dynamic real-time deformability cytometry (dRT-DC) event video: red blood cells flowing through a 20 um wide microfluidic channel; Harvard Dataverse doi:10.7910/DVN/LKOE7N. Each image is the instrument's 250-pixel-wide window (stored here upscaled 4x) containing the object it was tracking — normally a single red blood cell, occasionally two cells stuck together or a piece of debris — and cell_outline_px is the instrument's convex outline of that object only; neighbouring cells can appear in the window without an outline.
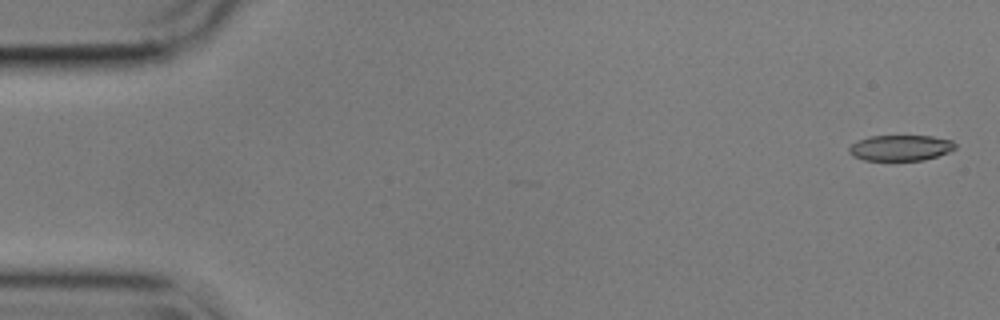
{"species": "common noctule bat (a hibernating species)", "species_latin": "Nyctalus noctula", "temperature_condition": "cold", "stored_images_in_passage": 56, "camera_frame_rate_fps": 3000, "um_per_image_px": 0.085, "animal": {"sex": "male", "body_mass_g": 17.9}, "frame": {"image": 1, "passage_image": 2, "time_ms": 0.333, "image_size_px": [1000, 320], "cell_outline_px": [[956, 148], [948, 152], [924, 160], [864, 160], [852, 156], [848, 152], [848, 148], [852, 144], [868, 136], [932, 136], [952, 140], [956, 144]], "centroid_in_image_um": [76.54, 12.56], "position_along_channel_um": 8.5, "area_um2": 15.9}}
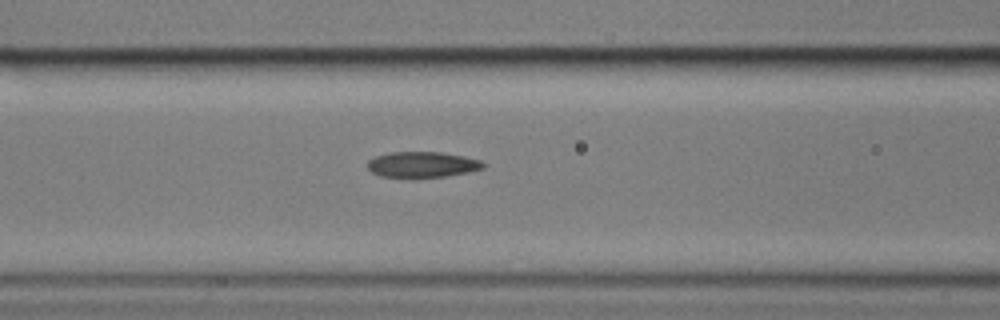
{"frame": {"image": 2, "passage_image": 23, "time_ms": 7.333, "image_size_px": [1000, 320], "cell_outline_px": [[488, 164], [484, 168], [468, 172], [444, 176], [380, 176], [372, 172], [368, 168], [368, 160], [376, 156], [392, 152], [440, 152], [464, 156], [480, 160]], "centroid_in_image_um": [35.94, 13.96], "position_along_channel_um": 130.7, "area_um2": 16.99}}
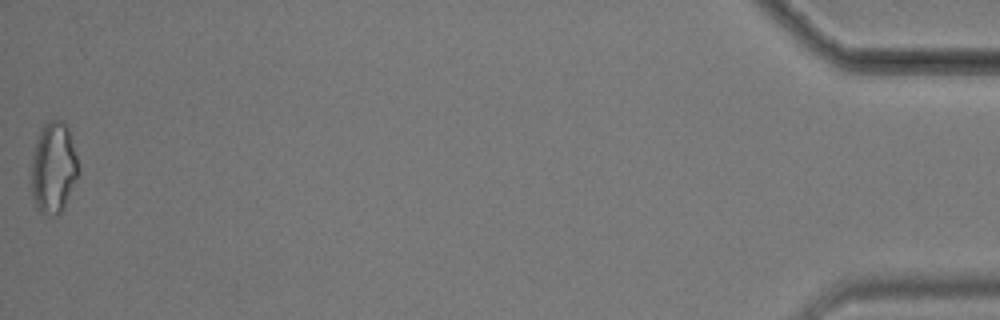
{"frame": {"image": 3, "passage_image": 56, "time_ms": 18.333, "image_size_px": [1000, 320], "cell_outline_px": [[80, 172], [64, 208], [60, 212], [52, 216], [40, 212], [36, 208], [32, 192], [32, 156], [36, 140], [40, 128], [44, 124], [52, 120], [64, 120], [68, 124]], "centroid_in_image_um": [4.56, 14.24], "position_along_channel_um": 430.6, "area_um2": 25.2}, "authors_computed_cell_mechanics": {"area_um2": 17.9469, "velocity_mm_per_s": 3.588, "shape_relaxation_time_tau1_ms": 5.159, "shape_relaxation_time_tau2_ms": 3.3176, "deformation_change_tau1": 0.1521, "deformation_change_tau2": 0.1148}}